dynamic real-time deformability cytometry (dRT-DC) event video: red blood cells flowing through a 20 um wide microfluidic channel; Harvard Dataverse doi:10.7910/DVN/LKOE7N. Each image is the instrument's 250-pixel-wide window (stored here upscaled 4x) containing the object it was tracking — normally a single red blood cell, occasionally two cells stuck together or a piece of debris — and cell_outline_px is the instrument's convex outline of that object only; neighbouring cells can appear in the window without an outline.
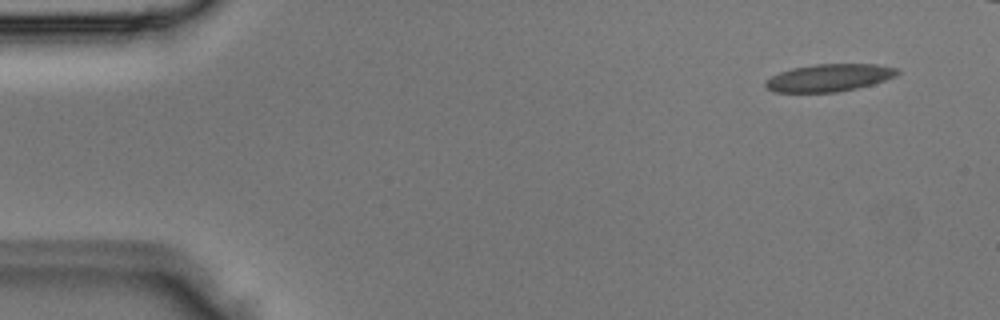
{"species": "Egyptian fruit bat (a non-hibernating species)", "species_latin": "Rousettus aegyptiacus", "temperature_condition": "room temperature", "stored_images_in_passage": 5, "camera_frame_rate_fps": 3000, "um_per_image_px": 0.085, "animal": {"sex": "male"}, "frame": {"image": 1, "passage_image": 1, "time_ms": 0.0, "image_size_px": [1000, 320], "cell_outline_px": [[900, 72], [896, 76], [872, 84], [856, 88], [836, 92], [772, 92], [764, 84], [764, 80], [780, 72], [792, 68], [816, 64], [876, 64], [896, 68]], "centroid_in_image_um": [70.45, 6.6], "position_along_channel_um": 14.5, "area_um2": 20.98}}
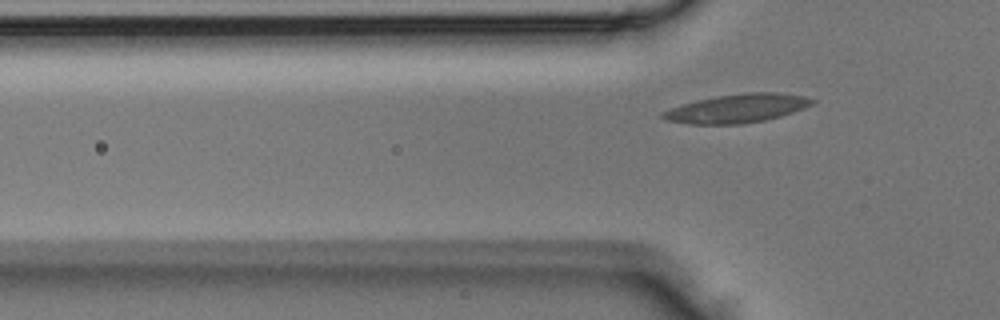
{"frame": {"image": 2, "passage_image": 5, "time_ms": 1.333, "image_size_px": [1000, 320], "cell_outline_px": [[816, 100], [812, 104], [804, 108], [780, 116], [764, 120], [740, 124], [688, 124], [668, 120], [660, 116], [660, 112], [696, 100], [716, 96], [748, 92], [776, 92], [804, 96]], "centroid_in_image_um": [62.66, 9.21], "position_along_channel_um": 63.1, "area_um2": 24.74}}